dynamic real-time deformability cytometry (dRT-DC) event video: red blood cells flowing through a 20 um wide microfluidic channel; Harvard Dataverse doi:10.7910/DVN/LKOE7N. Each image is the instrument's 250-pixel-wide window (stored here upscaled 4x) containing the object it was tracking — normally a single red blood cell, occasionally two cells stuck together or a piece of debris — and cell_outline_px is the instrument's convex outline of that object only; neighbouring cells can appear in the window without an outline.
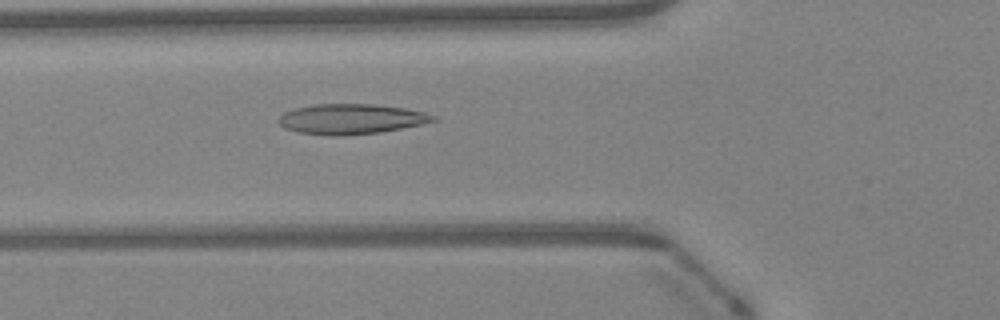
{"species": "Egyptian fruit bat (a non-hibernating species)", "species_latin": "Rousettus aegyptiacus", "temperature_condition": "warm", "stored_images_in_passage": 47, "camera_frame_rate_fps": 3000, "um_per_image_px": 0.085, "animal": {"sex": "female"}, "frame": {"image": 1, "passage_image": 17, "time_ms": 5.333, "image_size_px": [1000, 320], "cell_outline_px": [[440, 120], [380, 132], [344, 136], [332, 136], [300, 132], [284, 128], [276, 120], [284, 112], [296, 108], [316, 104], [372, 104], [404, 108], [424, 112], [436, 116]], "centroid_in_image_um": [29.84, 10.12], "position_along_channel_um": 96.0, "area_um2": 27.11}}
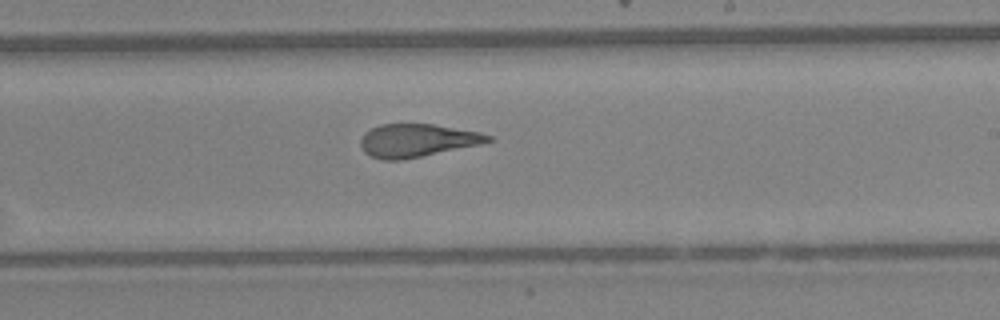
{"frame": {"image": 2, "passage_image": 28, "time_ms": 9.0, "image_size_px": [1000, 320], "cell_outline_px": [[492, 140], [480, 144], [400, 160], [384, 160], [372, 156], [364, 152], [360, 144], [360, 140], [364, 132], [380, 124], [432, 124], [480, 132], [492, 136]], "centroid_in_image_um": [35.42, 11.93], "position_along_channel_um": 253.6, "area_um2": 24.22}}
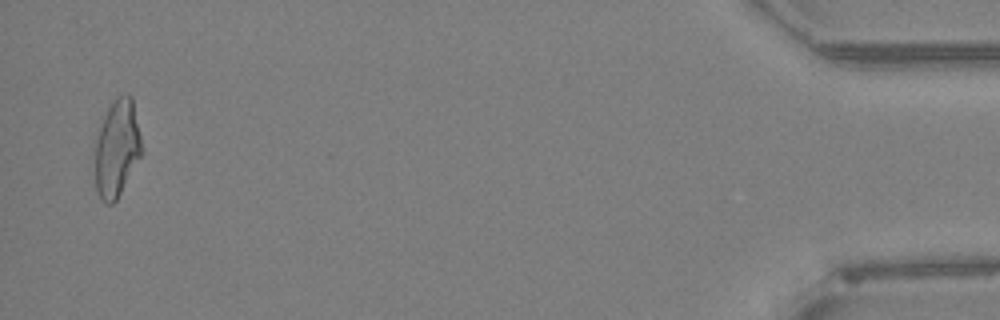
{"frame": {"image": 3, "passage_image": 46, "time_ms": 15.0, "image_size_px": [1000, 320], "cell_outline_px": [[140, 156], [116, 200], [112, 204], [108, 204], [100, 196], [96, 188], [92, 148], [104, 116], [108, 108], [116, 96], [128, 92], [132, 96], [140, 136]], "centroid_in_image_um": [9.88, 12.57], "position_along_channel_um": 425.3, "area_um2": 26.41}, "authors_computed_cell_mechanics": {"area_um2": 26.2412, "velocity_mm_per_s": 4.3119, "shape_relaxation_time_tau1_ms": 5.7752, "shape_relaxation_time_tau2_ms": 1.2162, "deformation_change_tau1": 0.2003, "deformation_change_tau2": 0.0864}}